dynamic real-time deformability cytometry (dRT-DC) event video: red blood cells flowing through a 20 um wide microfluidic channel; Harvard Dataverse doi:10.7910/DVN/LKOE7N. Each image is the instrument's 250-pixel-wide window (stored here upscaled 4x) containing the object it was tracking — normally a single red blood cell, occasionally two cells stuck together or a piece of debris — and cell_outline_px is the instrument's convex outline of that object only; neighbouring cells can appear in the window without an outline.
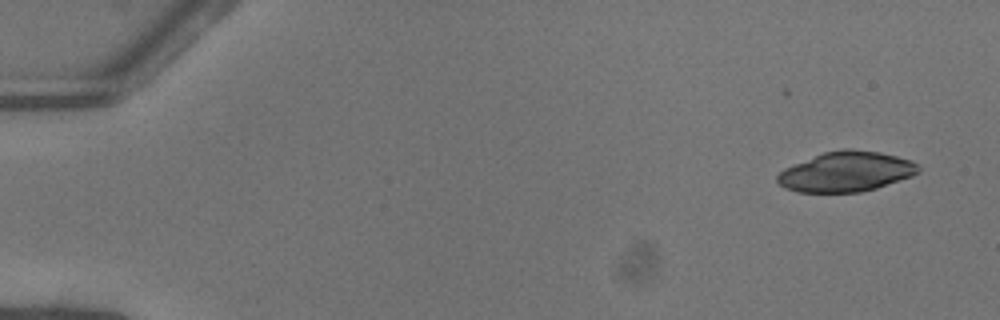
{"species": "common noctule bat (a hibernating species)", "species_latin": "Nyctalus noctula", "temperature_condition": "warm", "stored_images_in_passage": 18, "camera_frame_rate_fps": 3000, "um_per_image_px": 0.085, "animal": {"sex": "female"}, "frame": {"image": 1, "passage_image": 1, "time_ms": 0.0, "image_size_px": [1000, 320], "cell_outline_px": [[920, 172], [912, 176], [876, 188], [860, 192], [796, 192], [784, 188], [776, 180], [776, 176], [784, 168], [824, 152], [844, 148], [848, 148], [880, 152], [896, 156], [908, 160], [916, 164], [920, 168]], "centroid_in_image_um": [71.9, 14.59], "position_along_channel_um": 13.1, "area_um2": 32.77}}